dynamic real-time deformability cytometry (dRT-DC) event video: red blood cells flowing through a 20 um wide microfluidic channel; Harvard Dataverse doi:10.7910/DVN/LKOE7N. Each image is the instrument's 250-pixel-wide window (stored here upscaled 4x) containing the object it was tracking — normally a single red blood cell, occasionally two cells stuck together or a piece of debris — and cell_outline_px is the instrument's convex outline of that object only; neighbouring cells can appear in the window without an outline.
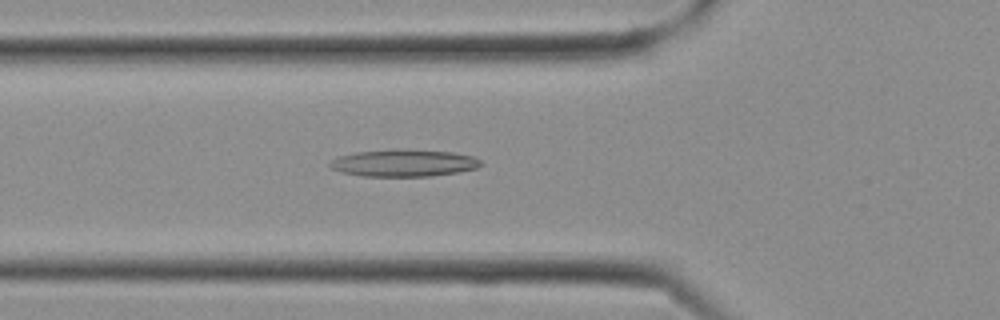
{"species": "Egyptian fruit bat (a non-hibernating species)", "species_latin": "Rousettus aegyptiacus", "temperature_condition": "cold", "stored_images_in_passage": 27, "camera_frame_rate_fps": 3000, "um_per_image_px": 0.085, "frame": {"image": 1, "passage_image": 9, "time_ms": 2.667, "image_size_px": [1000, 320], "cell_outline_px": [[484, 164], [476, 168], [460, 172], [432, 176], [360, 176], [340, 172], [332, 168], [328, 164], [336, 156], [356, 152], [392, 148], [400, 148], [452, 152], [472, 156], [480, 160]], "centroid_in_image_um": [34.3, 13.84], "position_along_channel_um": 91.5, "area_um2": 24.28}}
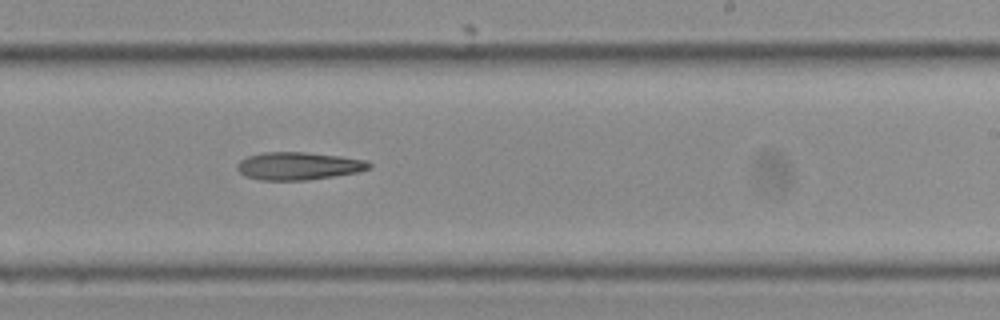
{"frame": {"image": 2, "passage_image": 16, "time_ms": 5.0, "image_size_px": [1000, 320], "cell_outline_px": [[372, 168], [356, 172], [336, 176], [308, 180], [260, 180], [244, 176], [236, 168], [236, 164], [240, 160], [248, 156], [264, 152], [304, 152], [340, 156], [368, 160], [372, 164]], "centroid_in_image_um": [25.38, 14.11], "position_along_channel_um": 263.6, "area_um2": 21.5}}
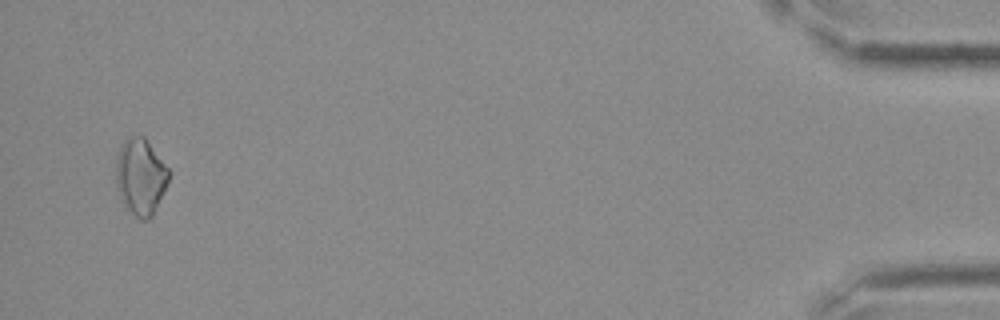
{"frame": {"image": 3, "passage_image": 26, "time_ms": 8.333, "image_size_px": [1000, 320], "cell_outline_px": [[172, 172], [168, 184], [152, 216], [148, 220], [140, 220], [120, 200], [116, 184], [116, 156], [124, 140], [132, 136], [144, 136]], "centroid_in_image_um": [11.97, 15.02], "position_along_channel_um": 423.2, "area_um2": 23.7}}